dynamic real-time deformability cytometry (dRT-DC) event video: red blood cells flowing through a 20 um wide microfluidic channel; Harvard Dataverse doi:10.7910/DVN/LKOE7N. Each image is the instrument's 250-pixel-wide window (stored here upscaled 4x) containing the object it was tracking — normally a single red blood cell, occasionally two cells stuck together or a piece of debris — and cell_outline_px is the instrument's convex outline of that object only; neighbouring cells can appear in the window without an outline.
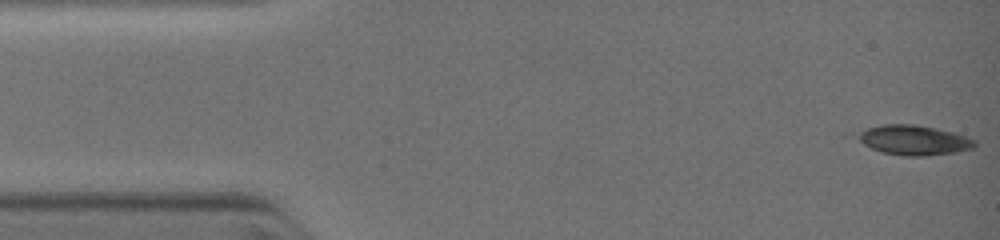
{"species": "common noctule bat (a hibernating species)", "species_latin": "Nyctalus noctula", "temperature_condition": "warm", "stored_images_in_passage": 28, "camera_frame_rate_fps": 3000, "um_per_image_px": 0.085, "animal": {"sex": "female", "body_mass_g": 19.0, "forearm_length_mm": 51.5}, "frame": {"image": 1, "passage_image": 1, "time_ms": 0.0, "image_size_px": [1000, 240], "cell_outline_px": [[976, 148], [956, 152], [924, 156], [908, 156], [884, 152], [872, 148], [864, 144], [852, 136], [868, 128], [884, 124], [916, 124], [936, 128], [952, 132], [976, 140]], "centroid_in_image_um": [77.69, 11.9], "position_along_channel_um": 7.3, "area_um2": 20.29}}
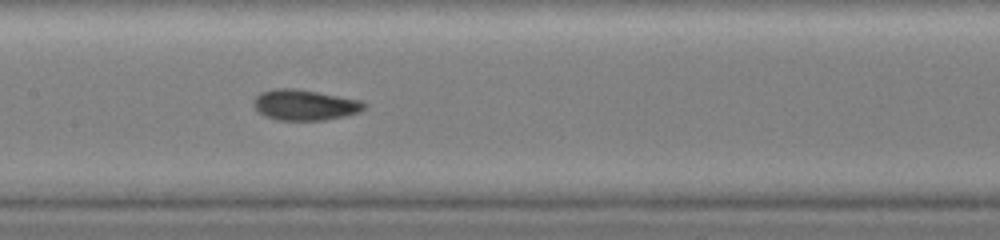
{"frame": {"image": 2, "passage_image": 18, "time_ms": 5.667, "image_size_px": [1000, 240], "cell_outline_px": [[368, 104], [360, 112], [348, 116], [324, 120], [280, 120], [268, 116], [260, 112], [252, 104], [256, 96], [260, 92], [276, 88], [296, 88], [360, 100]], "centroid_in_image_um": [25.94, 8.91], "position_along_channel_um": 181.5, "area_um2": 19.71}}
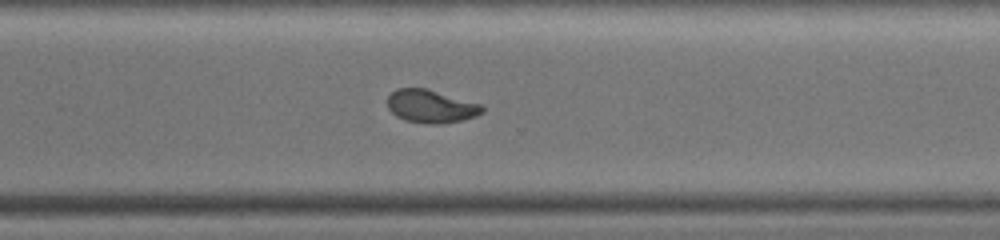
{"frame": {"image": 3, "passage_image": 28, "time_ms": 8.667, "image_size_px": [1000, 240], "cell_outline_px": [[484, 112], [476, 116], [460, 120], [436, 124], [424, 124], [404, 120], [396, 116], [388, 108], [388, 96], [396, 88], [424, 88], [484, 104]], "centroid_in_image_um": [36.64, 9.04], "position_along_channel_um": 334.0, "area_um2": 18.32}}